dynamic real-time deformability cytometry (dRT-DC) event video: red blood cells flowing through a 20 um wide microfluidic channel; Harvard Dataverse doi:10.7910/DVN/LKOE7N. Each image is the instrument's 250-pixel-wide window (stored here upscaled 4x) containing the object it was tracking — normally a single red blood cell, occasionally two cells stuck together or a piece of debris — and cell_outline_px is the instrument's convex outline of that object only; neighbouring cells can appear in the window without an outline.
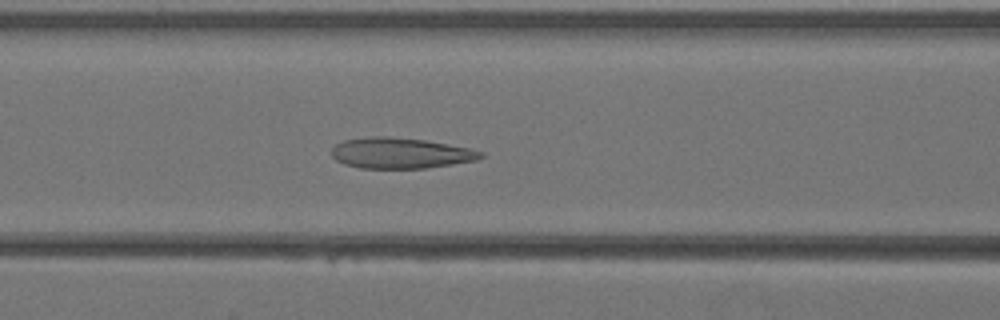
{"species": "Egyptian fruit bat (a non-hibernating species)", "species_latin": "Rousettus aegyptiacus", "temperature_condition": "warm", "stored_images_in_passage": 39, "camera_frame_rate_fps": 3000, "um_per_image_px": 0.085, "animal": {"sex": "female"}, "frame": {"image": 1, "passage_image": 16, "time_ms": 5.0, "image_size_px": [1000, 320], "cell_outline_px": [[484, 156], [476, 160], [452, 164], [424, 168], [360, 168], [344, 164], [336, 160], [332, 156], [332, 148], [336, 144], [344, 140], [368, 136], [388, 136], [424, 140], [448, 144], [468, 148], [484, 152]], "centroid_in_image_um": [34.01, 13.01], "position_along_channel_um": 132.6, "area_um2": 26.65}}
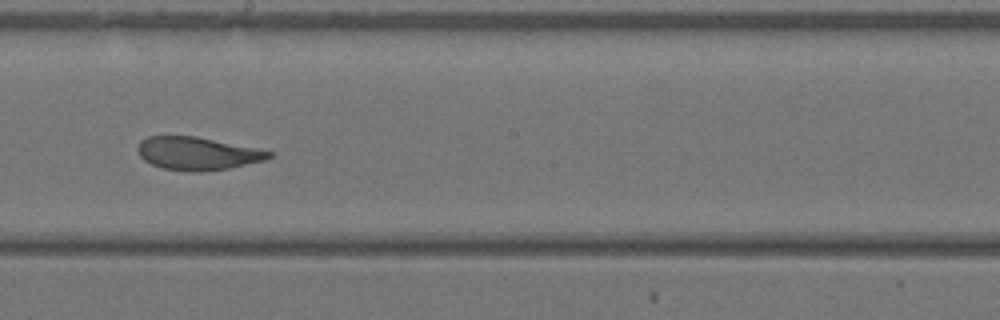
{"frame": {"image": 2, "passage_image": 22, "time_ms": 7.0, "image_size_px": [1000, 320], "cell_outline_px": [[276, 152], [272, 156], [264, 160], [228, 168], [200, 172], [196, 172], [160, 168], [144, 160], [140, 156], [136, 148], [140, 140], [148, 136], [196, 136]], "centroid_in_image_um": [16.76, 13.04], "position_along_channel_um": 231.4, "area_um2": 25.2}}
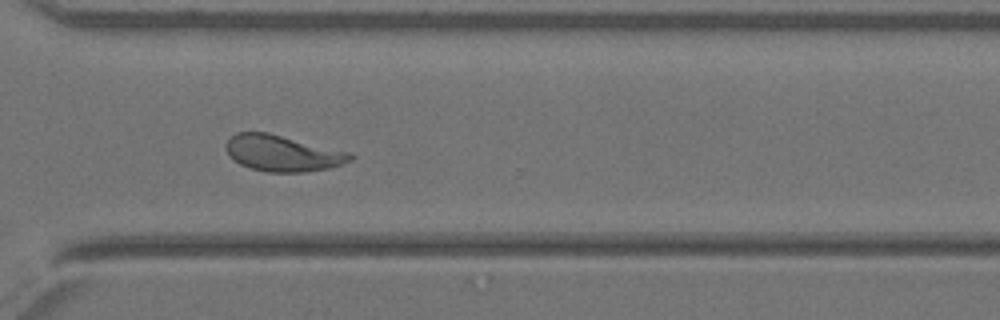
{"frame": {"image": 3, "passage_image": 29, "time_ms": 9.333, "image_size_px": [1000, 320], "cell_outline_px": [[356, 156], [352, 160], [344, 164], [328, 168], [304, 172], [268, 172], [252, 168], [240, 164], [224, 148], [224, 144], [236, 132], [268, 132], [352, 152]], "centroid_in_image_um": [24.08, 13.01], "position_along_channel_um": 346.5, "area_um2": 26.3}}